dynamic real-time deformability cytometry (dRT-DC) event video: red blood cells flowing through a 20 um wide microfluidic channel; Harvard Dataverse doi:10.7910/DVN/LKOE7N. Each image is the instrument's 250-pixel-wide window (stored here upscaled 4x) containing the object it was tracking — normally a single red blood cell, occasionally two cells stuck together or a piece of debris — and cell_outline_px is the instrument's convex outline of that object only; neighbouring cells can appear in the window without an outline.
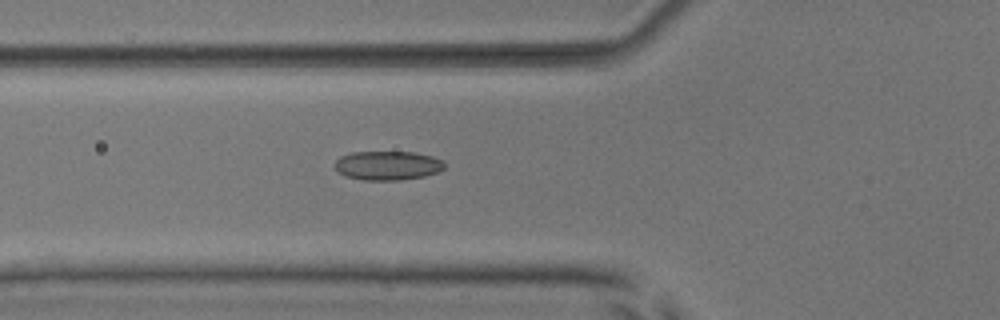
{"species": "common noctule bat (a hibernating species)", "species_latin": "Nyctalus noctula", "temperature_condition": "room temperature", "stored_images_in_passage": 39, "camera_frame_rate_fps": 3000, "um_per_image_px": 0.085, "animal": {"sex": "male", "body_mass_g": 17.9, "forearm_length_mm": 54.2}, "frame": {"image": 1, "passage_image": 18, "time_ms": 5.667, "image_size_px": [1000, 320], "cell_outline_px": [[444, 168], [436, 172], [424, 176], [400, 180], [364, 180], [348, 176], [336, 172], [332, 164], [340, 156], [352, 152], [412, 152], [432, 156], [444, 160]], "centroid_in_image_um": [32.91, 14.06], "position_along_channel_um": 92.9, "area_um2": 18.67}}
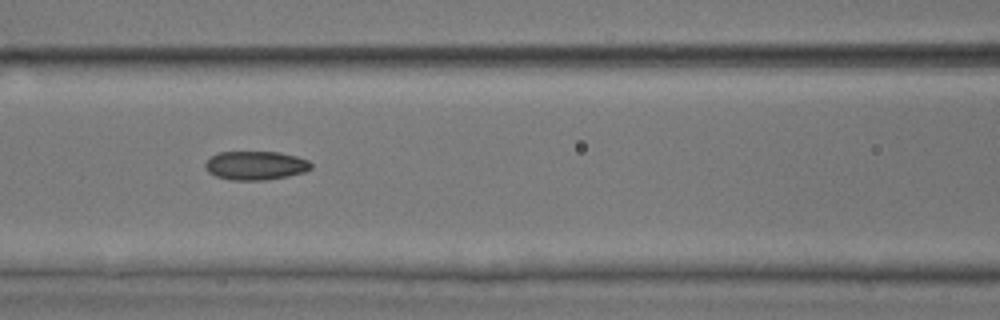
{"frame": {"image": 2, "passage_image": 22, "time_ms": 7.0, "image_size_px": [1000, 320], "cell_outline_px": [[312, 168], [304, 172], [288, 176], [264, 180], [232, 180], [216, 176], [208, 172], [204, 168], [204, 164], [212, 156], [220, 152], [280, 152], [296, 156], [308, 160], [312, 164]], "centroid_in_image_um": [21.73, 14.07], "position_along_channel_um": 144.9, "area_um2": 17.74}}
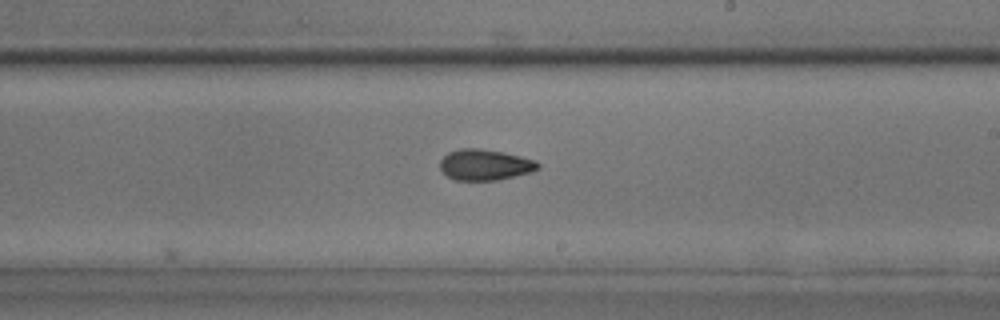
{"frame": {"image": 3, "passage_image": 30, "time_ms": 9.667, "image_size_px": [1000, 320], "cell_outline_px": [[540, 168], [532, 172], [496, 180], [456, 180], [448, 176], [440, 168], [440, 160], [448, 152], [460, 148], [480, 148], [504, 152], [536, 160], [540, 164]], "centroid_in_image_um": [41.24, 13.99], "position_along_channel_um": 247.8, "area_um2": 17.69}}